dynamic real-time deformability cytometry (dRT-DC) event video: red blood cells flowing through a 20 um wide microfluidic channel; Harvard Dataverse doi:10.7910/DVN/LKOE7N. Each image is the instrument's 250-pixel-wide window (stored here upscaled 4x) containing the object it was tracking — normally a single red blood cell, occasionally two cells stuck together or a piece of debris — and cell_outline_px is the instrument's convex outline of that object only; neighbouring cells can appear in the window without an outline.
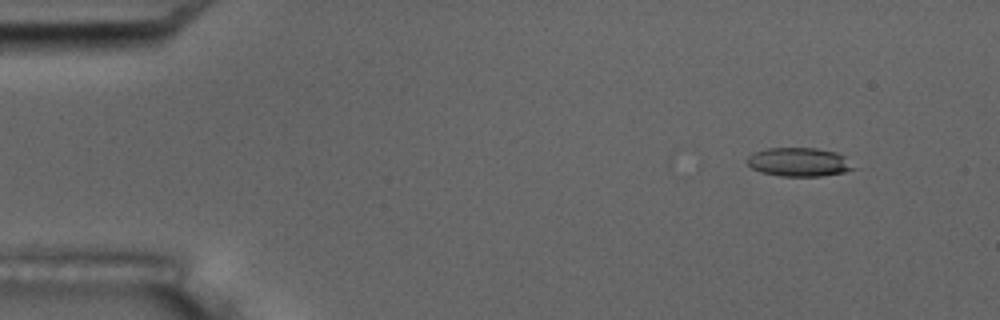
{"species": "common noctule bat (a hibernating species)", "species_latin": "Nyctalus noctula", "temperature_condition": "room temperature", "stored_images_in_passage": 16, "camera_frame_rate_fps": 3000, "um_per_image_px": 0.085, "animal": {"sex": "male", "body_mass_g": 17.5, "forearm_length_mm": 52.3}, "frame": {"image": 1, "passage_image": 1, "time_ms": 0.0, "image_size_px": [1000, 320], "cell_outline_px": [[860, 168], [844, 172], [820, 176], [780, 176], [760, 172], [752, 168], [748, 164], [748, 156], [752, 152], [768, 148], [816, 148], [836, 152], [844, 156]], "centroid_in_image_um": [67.96, 13.77], "position_along_channel_um": 17.0, "area_um2": 18.03}, "authors_computed_cell_mechanics": {"area_um2": 18.3804, "velocity_mm_per_s": 3.4537, "shape_relaxation_time_tau1_ms": null, "shape_relaxation_time_tau2_ms": 3.2372, "deformation_change_tau1": null, "deformation_change_tau2": 0.1152}}